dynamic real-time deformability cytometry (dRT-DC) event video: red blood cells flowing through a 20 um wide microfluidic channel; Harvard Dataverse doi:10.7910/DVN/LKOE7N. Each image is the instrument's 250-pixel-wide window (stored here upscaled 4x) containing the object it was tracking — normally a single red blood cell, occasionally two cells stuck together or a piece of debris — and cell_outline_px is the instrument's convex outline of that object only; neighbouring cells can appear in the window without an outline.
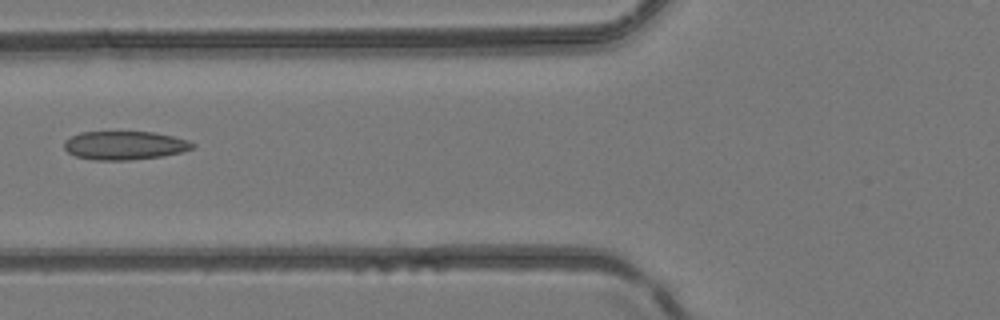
{"species": "common noctule bat (a hibernating species)", "species_latin": "Nyctalus noctula", "temperature_condition": "room temperature", "stored_images_in_passage": 6, "camera_frame_rate_fps": 3000, "um_per_image_px": 0.085, "animal": {"sex": "female", "body_mass_g": 24.6, "forearm_length_mm": 56.2}, "frame": {"image": 1, "passage_image": 6, "time_ms": 5.667, "image_size_px": [1000, 320], "cell_outline_px": [[196, 144], [192, 148], [180, 152], [164, 156], [128, 160], [92, 160], [76, 156], [68, 152], [64, 148], [64, 140], [80, 132], [152, 132], [172, 136], [188, 140]], "centroid_in_image_um": [10.57, 12.36], "position_along_channel_um": 115.2, "area_um2": 21.33}}